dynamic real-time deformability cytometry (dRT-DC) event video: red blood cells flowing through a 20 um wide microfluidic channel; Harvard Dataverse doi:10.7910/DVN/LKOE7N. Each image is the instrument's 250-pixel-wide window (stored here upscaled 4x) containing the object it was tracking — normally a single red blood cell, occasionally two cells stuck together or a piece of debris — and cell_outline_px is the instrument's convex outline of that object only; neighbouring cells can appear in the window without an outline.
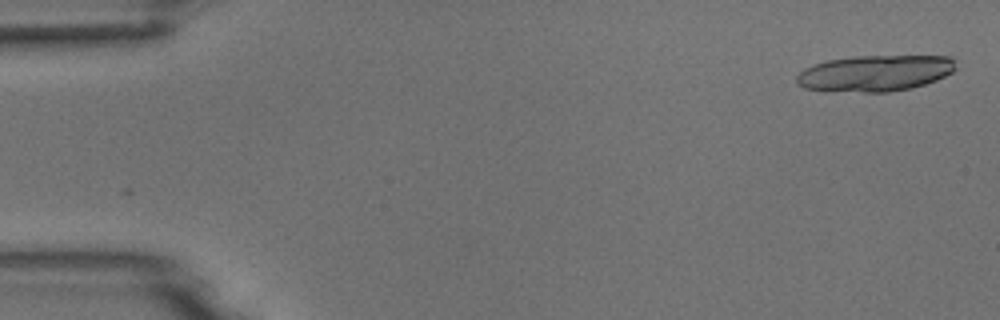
{"species": "common noctule bat (a hibernating species)", "species_latin": "Nyctalus noctula", "temperature_condition": "room temperature", "stored_images_in_passage": 2, "camera_frame_rate_fps": 3000, "um_per_image_px": 0.085, "animal": {"sex": "male", "body_mass_g": 18.8}, "frame": {"image": 1, "passage_image": 2, "time_ms": 1.333, "image_size_px": [1000, 320], "cell_outline_px": [[956, 68], [952, 72], [936, 80], [912, 88], [888, 92], [864, 92], [804, 88], [796, 84], [796, 76], [804, 68], [812, 64], [828, 60], [852, 56], [952, 56], [956, 60]], "centroid_in_image_um": [74.4, 6.21], "position_along_channel_um": 10.6, "area_um2": 33.58}}